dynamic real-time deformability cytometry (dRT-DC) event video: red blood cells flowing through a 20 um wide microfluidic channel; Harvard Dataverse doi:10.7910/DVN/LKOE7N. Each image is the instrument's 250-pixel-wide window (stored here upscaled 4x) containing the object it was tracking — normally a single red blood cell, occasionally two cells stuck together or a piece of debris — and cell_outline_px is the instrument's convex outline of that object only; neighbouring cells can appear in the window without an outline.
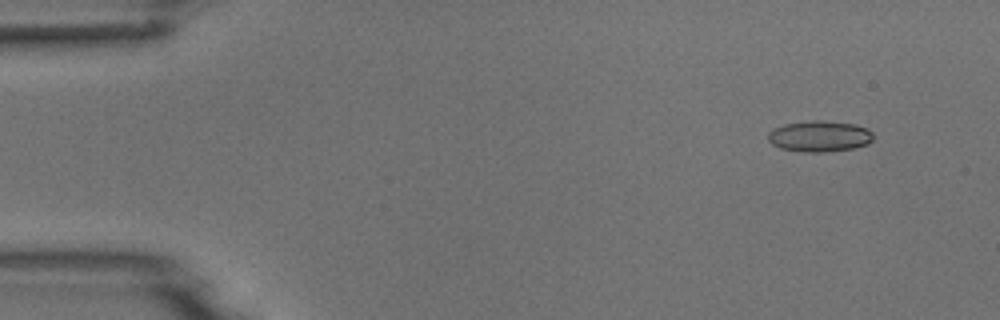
{"species": "common noctule bat (a hibernating species)", "species_latin": "Nyctalus noctula", "temperature_condition": "room temperature", "stored_images_in_passage": 5, "camera_frame_rate_fps": 3000, "um_per_image_px": 0.085, "animal": {"sex": "male", "body_mass_g": 18.8}, "frame": {"image": 1, "passage_image": 1, "time_ms": 0.0, "image_size_px": [1000, 320], "cell_outline_px": [[872, 140], [868, 144], [852, 148], [828, 152], [804, 152], [780, 148], [772, 144], [768, 140], [768, 132], [772, 128], [784, 124], [812, 120], [820, 120], [856, 124], [868, 128], [872, 132]], "centroid_in_image_um": [69.65, 11.58], "position_along_channel_um": 15.4, "area_um2": 19.19}}
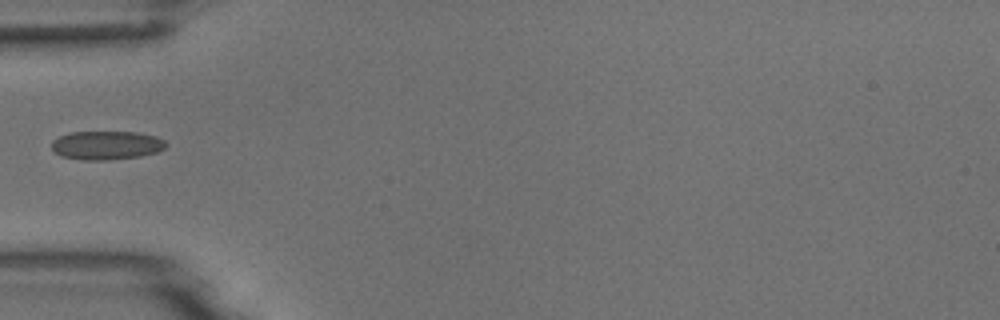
{"frame": {"image": 2, "passage_image": 4, "time_ms": 1.0, "image_size_px": [1000, 320], "cell_outline_px": [[168, 144], [164, 148], [156, 152], [140, 156], [108, 160], [84, 160], [60, 156], [52, 148], [52, 140], [68, 132], [136, 132], [156, 136], [164, 140]], "centroid_in_image_um": [9.05, 12.34], "position_along_channel_um": 76.0, "area_um2": 19.13}}